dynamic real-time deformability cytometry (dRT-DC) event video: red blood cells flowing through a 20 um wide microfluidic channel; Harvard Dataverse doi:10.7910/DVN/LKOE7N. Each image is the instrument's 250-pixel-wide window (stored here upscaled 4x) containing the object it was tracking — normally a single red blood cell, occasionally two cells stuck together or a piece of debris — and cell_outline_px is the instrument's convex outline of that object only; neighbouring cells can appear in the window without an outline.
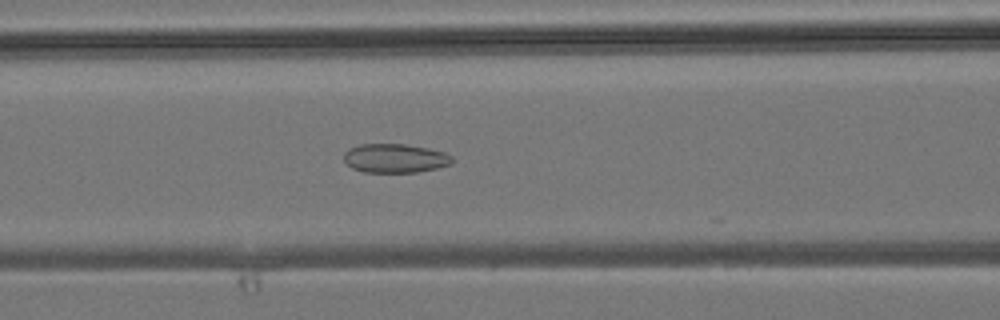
{"species": "common noctule bat (a hibernating species)", "species_latin": "Nyctalus noctula", "temperature_condition": "room temperature", "stored_images_in_passage": 45, "camera_frame_rate_fps": 3000, "um_per_image_px": 0.085, "animal": {"sex": "male", "body_mass_g": 19.2, "forearm_length_mm": 51.8}, "frame": {"image": 1, "passage_image": 19, "time_ms": 6.0, "image_size_px": [1000, 320], "cell_outline_px": [[452, 164], [436, 168], [416, 172], [364, 172], [352, 168], [344, 160], [344, 152], [348, 148], [360, 144], [404, 144], [428, 148], [444, 152], [452, 156]], "centroid_in_image_um": [33.56, 13.45], "position_along_channel_um": 133.0, "area_um2": 18.26}}
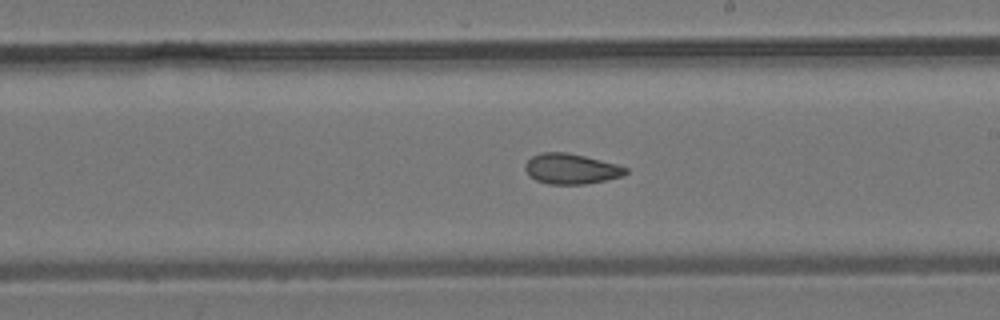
{"frame": {"image": 2, "passage_image": 26, "time_ms": 8.333, "image_size_px": [1000, 320], "cell_outline_px": [[628, 172], [624, 176], [584, 184], [548, 184], [536, 180], [528, 176], [524, 168], [524, 164], [532, 156], [540, 152], [568, 152], [616, 164], [628, 168]], "centroid_in_image_um": [48.51, 14.35], "position_along_channel_um": 240.5, "area_um2": 17.86}}
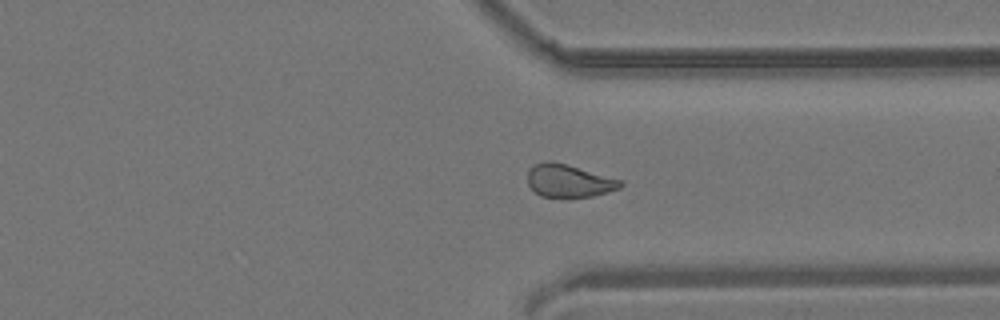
{"frame": {"image": 3, "passage_image": 34, "time_ms": 11.0, "image_size_px": [1000, 320], "cell_outline_px": [[624, 184], [620, 188], [592, 196], [568, 200], [540, 196], [528, 184], [528, 168], [532, 164], [544, 160], [552, 160], [568, 164], [624, 180]], "centroid_in_image_um": [48.35, 15.38], "position_along_channel_um": 363.1, "area_um2": 18.67}}